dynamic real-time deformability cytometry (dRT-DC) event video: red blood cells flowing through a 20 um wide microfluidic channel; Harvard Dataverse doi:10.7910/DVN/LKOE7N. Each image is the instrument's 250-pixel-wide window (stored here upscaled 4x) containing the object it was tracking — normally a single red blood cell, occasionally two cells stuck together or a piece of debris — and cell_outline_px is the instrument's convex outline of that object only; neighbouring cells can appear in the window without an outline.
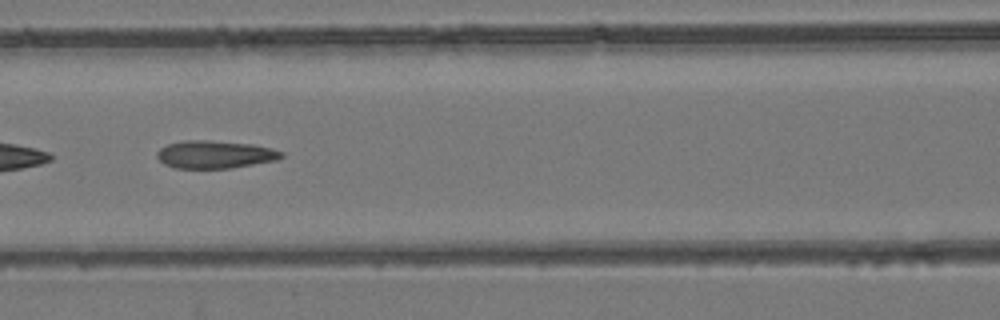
{"species": "common noctule bat (a hibernating species)", "species_latin": "Nyctalus noctula", "temperature_condition": "room temperature", "stored_images_in_passage": 8, "camera_frame_rate_fps": 3000, "um_per_image_px": 0.085, "animal": {"sex": "female", "body_mass_g": 24.6, "forearm_length_mm": 56.2}, "frame": {"image": 1, "passage_image": 6, "time_ms": 1.667, "image_size_px": [1000, 320], "cell_outline_px": [[284, 156], [276, 160], [228, 168], [176, 168], [164, 164], [156, 156], [156, 152], [160, 148], [168, 144], [184, 140], [208, 140], [252, 144], [272, 148], [284, 152]], "centroid_in_image_um": [18.26, 13.12], "position_along_channel_um": 148.3, "area_um2": 20.06}}
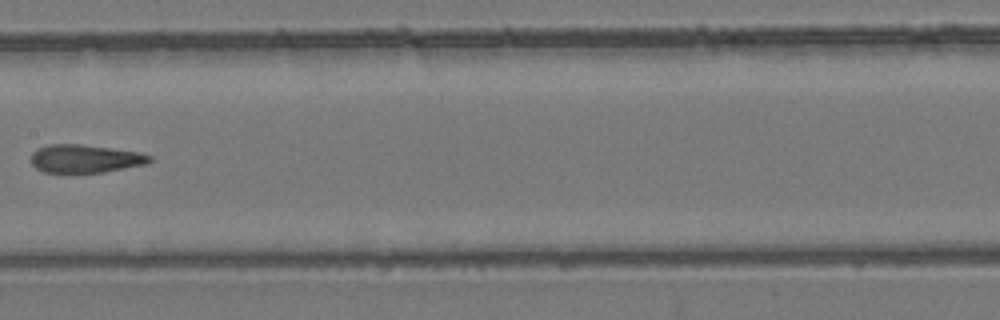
{"frame": {"image": 2, "passage_image": 7, "time_ms": 2.0, "image_size_px": [1000, 320], "cell_outline_px": [[152, 160], [148, 164], [104, 172], [44, 172], [36, 168], [32, 164], [32, 152], [36, 148], [48, 144], [80, 144], [140, 152], [152, 156]], "centroid_in_image_um": [7.25, 13.48], "position_along_channel_um": 200.1, "area_um2": 19.48}}
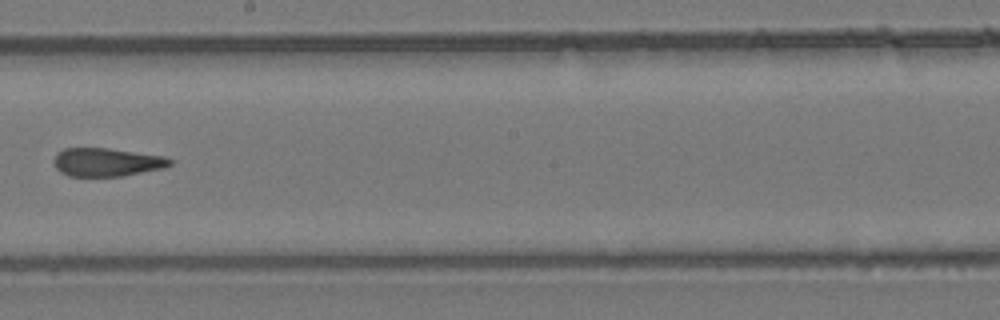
{"frame": {"image": 3, "passage_image": 8, "time_ms": 2.333, "image_size_px": [1000, 320], "cell_outline_px": [[172, 164], [164, 168], [124, 176], [68, 176], [60, 172], [56, 168], [52, 160], [56, 152], [64, 148], [108, 148], [164, 156], [172, 160]], "centroid_in_image_um": [9.04, 13.78], "position_along_channel_um": 239.2, "area_um2": 19.36}}